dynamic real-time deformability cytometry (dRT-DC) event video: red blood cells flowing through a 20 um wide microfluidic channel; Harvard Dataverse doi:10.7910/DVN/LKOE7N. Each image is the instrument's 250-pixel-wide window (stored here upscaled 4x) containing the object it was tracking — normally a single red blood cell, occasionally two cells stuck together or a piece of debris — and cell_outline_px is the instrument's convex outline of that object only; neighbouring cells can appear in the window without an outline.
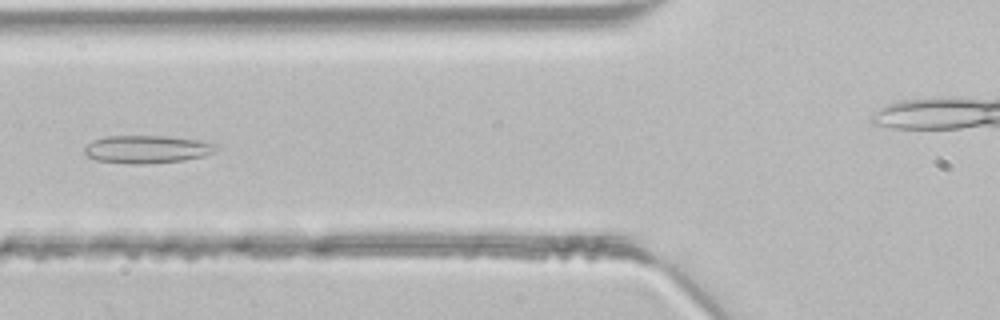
{"species": "common noctule bat (a hibernating species)", "species_latin": "Nyctalus noctula", "temperature_condition": "room temperature", "stored_images_in_passage": 34, "camera_frame_rate_fps": 3000, "um_per_image_px": 0.085, "animal": {"sex": "male", "body_mass_g": 21.5, "forearm_length_mm": 52.0}, "frame": {"image": 1, "passage_image": 5, "time_ms": 1.333, "image_size_px": [1000, 320], "cell_outline_px": [[220, 148], [216, 152], [204, 156], [184, 160], [148, 164], [132, 164], [96, 160], [88, 156], [84, 152], [84, 148], [92, 140], [104, 136], [164, 136], [200, 140], [216, 144]], "centroid_in_image_um": [12.53, 12.69], "position_along_channel_um": 113.3, "area_um2": 21.56}}
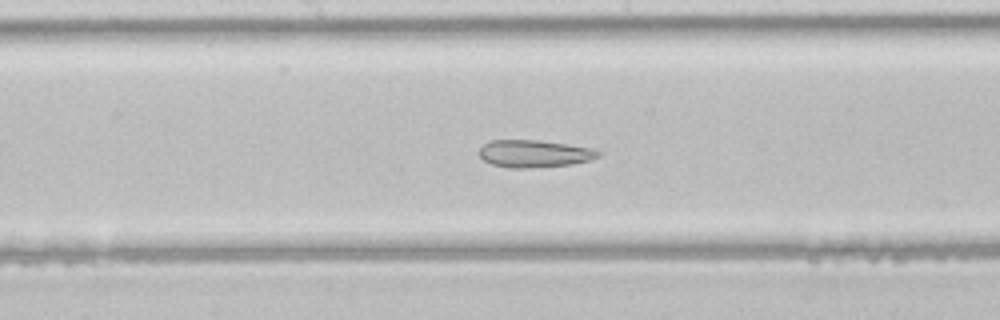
{"frame": {"image": 2, "passage_image": 11, "time_ms": 3.333, "image_size_px": [1000, 320], "cell_outline_px": [[600, 156], [592, 160], [572, 164], [528, 168], [508, 168], [492, 164], [484, 160], [480, 156], [480, 148], [484, 144], [492, 140], [536, 140], [592, 148], [600, 152]], "centroid_in_image_um": [45.42, 13.07], "position_along_channel_um": 202.8, "area_um2": 18.84}}
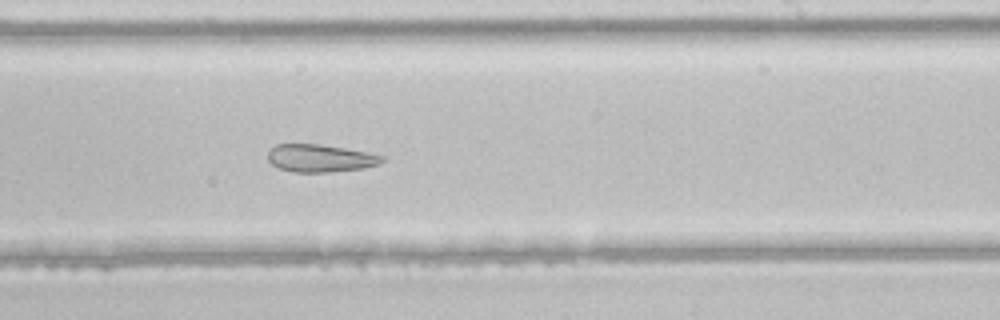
{"frame": {"image": 3, "passage_image": 15, "time_ms": 4.667, "image_size_px": [1000, 320], "cell_outline_px": [[384, 160], [380, 164], [364, 168], [328, 172], [292, 172], [280, 168], [272, 164], [268, 160], [268, 152], [276, 144], [320, 144], [344, 148], [384, 156]], "centroid_in_image_um": [27.21, 13.45], "position_along_channel_um": 261.8, "area_um2": 18.26}}